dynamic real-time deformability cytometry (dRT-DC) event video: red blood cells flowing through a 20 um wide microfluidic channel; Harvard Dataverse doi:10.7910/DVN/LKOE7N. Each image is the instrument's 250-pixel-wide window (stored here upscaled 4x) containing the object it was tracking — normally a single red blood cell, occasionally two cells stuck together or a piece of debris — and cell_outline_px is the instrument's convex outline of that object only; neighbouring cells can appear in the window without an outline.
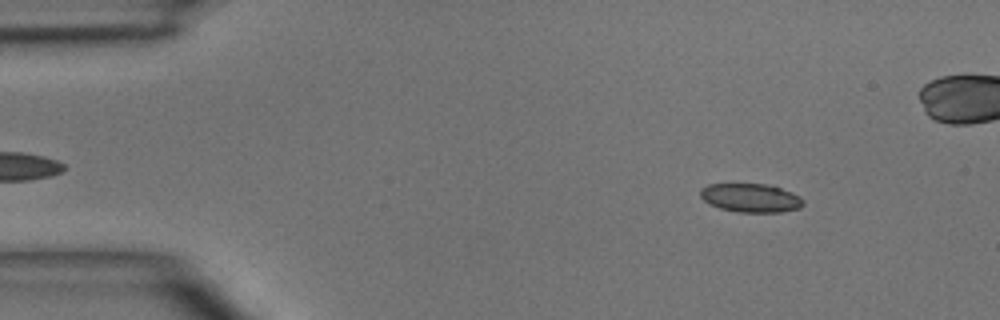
{"species": "common noctule bat (a hibernating species)", "species_latin": "Nyctalus noctula", "temperature_condition": "room temperature", "stored_images_in_passage": 4, "camera_frame_rate_fps": 3000, "um_per_image_px": 0.085, "animal": {"sex": "male", "body_mass_g": 15.6}, "frame": {"image": 1, "passage_image": 1, "time_ms": 0.0, "image_size_px": [1000, 320], "cell_outline_px": [[804, 204], [800, 208], [780, 212], [740, 212], [720, 208], [704, 200], [700, 196], [700, 188], [708, 184], [764, 184], [780, 188], [792, 192], [800, 196], [804, 200]], "centroid_in_image_um": [63.83, 16.82], "position_along_channel_um": 21.2, "area_um2": 17.11}}
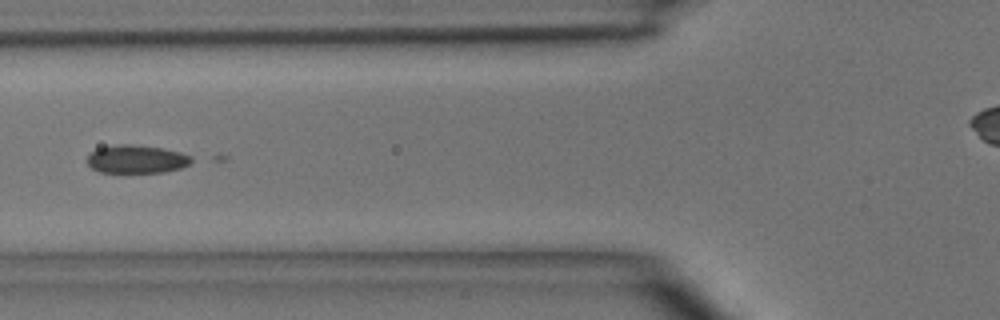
{"frame": {"image": 2, "passage_image": 4, "time_ms": 4.0, "image_size_px": [1000, 320], "cell_outline_px": [[196, 160], [180, 168], [164, 172], [100, 172], [92, 168], [88, 164], [88, 152], [96, 148], [116, 144], [132, 144], [164, 148], [180, 152], [192, 156]], "centroid_in_image_um": [11.61, 13.51], "position_along_channel_um": 114.2, "area_um2": 17.34}}